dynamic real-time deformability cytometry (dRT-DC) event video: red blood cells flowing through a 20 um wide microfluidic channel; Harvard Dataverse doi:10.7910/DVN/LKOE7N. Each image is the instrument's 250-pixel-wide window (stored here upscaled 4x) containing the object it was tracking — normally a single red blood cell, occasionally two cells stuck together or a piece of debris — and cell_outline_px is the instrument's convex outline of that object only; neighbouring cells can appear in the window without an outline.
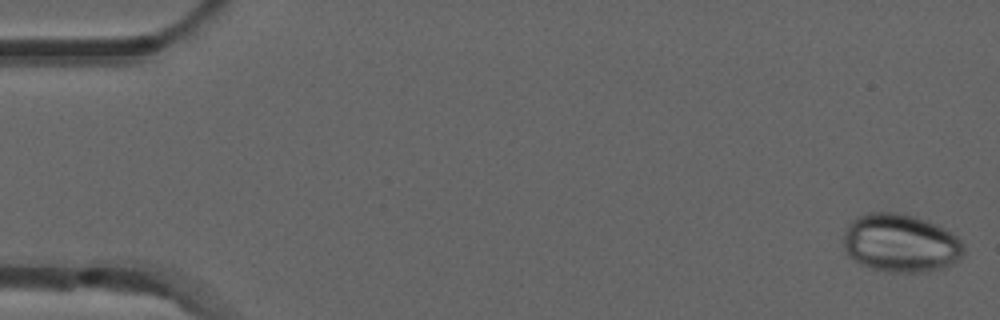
{"species": "common noctule bat (a hibernating species)", "species_latin": "Nyctalus noctula", "temperature_condition": "room temperature", "stored_images_in_passage": 5, "camera_frame_rate_fps": 3000, "um_per_image_px": 0.085, "animal": {"sex": "male", "forearm_length_mm": 52.5}, "frame": {"image": 1, "passage_image": 1, "time_ms": 0.0, "image_size_px": [1000, 320], "cell_outline_px": [[964, 252], [960, 260], [956, 264], [924, 272], [884, 272], [860, 264], [848, 256], [844, 248], [844, 232], [848, 224], [852, 220], [868, 212], [896, 212], [912, 216], [936, 224], [952, 232], [964, 244]], "centroid_in_image_um": [76.56, 20.68], "position_along_channel_um": 8.4, "area_um2": 41.1}}